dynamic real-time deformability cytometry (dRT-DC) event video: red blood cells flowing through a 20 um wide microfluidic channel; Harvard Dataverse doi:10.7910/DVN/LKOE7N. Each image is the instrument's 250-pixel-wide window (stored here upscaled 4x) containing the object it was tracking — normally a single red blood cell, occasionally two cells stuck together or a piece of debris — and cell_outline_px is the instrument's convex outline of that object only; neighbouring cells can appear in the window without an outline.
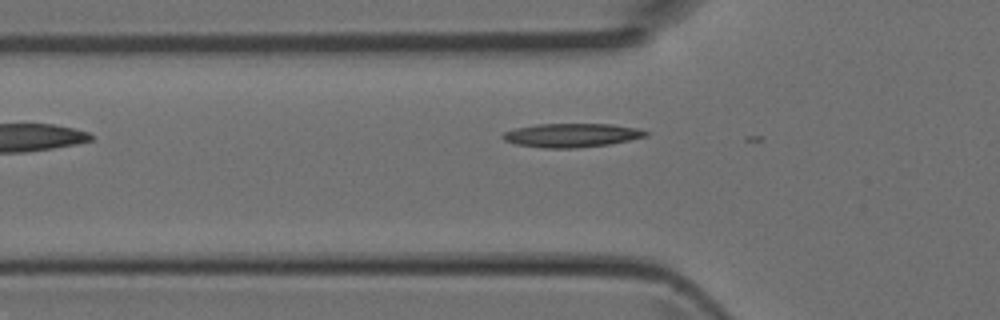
{"species": "Egyptian fruit bat (a non-hibernating species)", "species_latin": "Rousettus aegyptiacus", "temperature_condition": "room temperature", "stored_images_in_passage": 3, "camera_frame_rate_fps": 3000, "um_per_image_px": 0.085, "animal": {"sex": "female"}, "frame": {"image": 1, "passage_image": 3, "time_ms": 0.667, "image_size_px": [1000, 320], "cell_outline_px": [[648, 136], [608, 144], [576, 148], [544, 148], [516, 144], [504, 140], [500, 136], [504, 132], [516, 128], [536, 124], [612, 124], [636, 128], [648, 132]], "centroid_in_image_um": [48.56, 11.49], "position_along_channel_um": 77.2, "area_um2": 19.71}}